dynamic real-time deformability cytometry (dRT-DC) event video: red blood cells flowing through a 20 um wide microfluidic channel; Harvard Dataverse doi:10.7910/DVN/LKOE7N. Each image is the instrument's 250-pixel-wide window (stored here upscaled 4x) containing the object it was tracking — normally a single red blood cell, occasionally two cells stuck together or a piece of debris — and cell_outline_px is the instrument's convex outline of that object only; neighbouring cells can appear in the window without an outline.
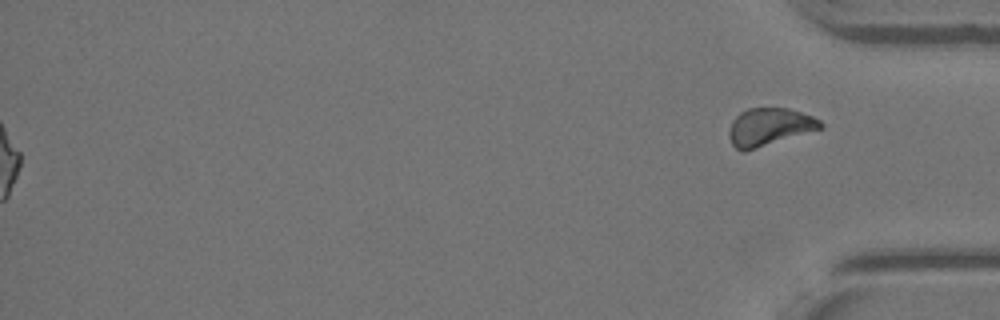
{"species": "Egyptian fruit bat (a non-hibernating species)", "species_latin": "Rousettus aegyptiacus", "temperature_condition": "warm", "stored_images_in_passage": 35, "segment_of_instrument_passage": [2, 2], "camera_frame_rate_fps": 3000, "um_per_image_px": 0.085, "animal": {"sex": "female"}, "frame": {"image": 1, "passage_image": 35, "time_ms": 11.333, "image_size_px": [1000, 320], "cell_outline_px": [[824, 128], [744, 152], [740, 152], [732, 144], [728, 136], [728, 132], [732, 120], [740, 112], [748, 108], [788, 108], [812, 116], [820, 120], [824, 124]], "centroid_in_image_um": [65.38, 10.8], "position_along_channel_um": 369.8, "area_um2": 20.23}}